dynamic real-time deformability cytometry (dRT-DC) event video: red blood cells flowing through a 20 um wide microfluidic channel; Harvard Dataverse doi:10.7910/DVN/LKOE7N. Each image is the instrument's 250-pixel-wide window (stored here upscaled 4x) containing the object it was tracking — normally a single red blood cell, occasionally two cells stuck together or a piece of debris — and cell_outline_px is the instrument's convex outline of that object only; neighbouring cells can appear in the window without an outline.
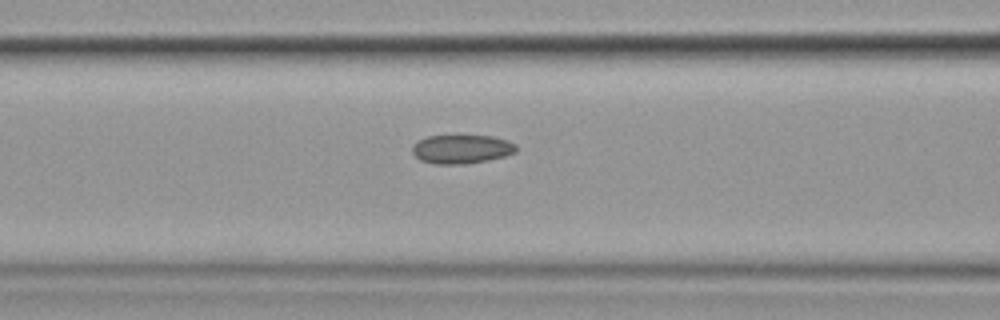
{"species": "common noctule bat (a hibernating species)", "species_latin": "Nyctalus noctula", "temperature_condition": "cold", "stored_images_in_passage": 8, "segment_of_instrument_passage": [2, 2], "camera_frame_rate_fps": 3000, "um_per_image_px": 0.085, "animal": {"sex": "female", "body_mass_g": 19.9}, "frame": {"image": 1, "passage_image": 8, "time_ms": 9.0, "image_size_px": [1000, 320], "cell_outline_px": [[516, 152], [504, 156], [488, 160], [464, 164], [436, 164], [420, 160], [412, 152], [412, 148], [420, 140], [428, 136], [456, 132], [492, 136], [516, 144]], "centroid_in_image_um": [39.23, 12.62], "position_along_channel_um": 127.4, "area_um2": 18.09}}